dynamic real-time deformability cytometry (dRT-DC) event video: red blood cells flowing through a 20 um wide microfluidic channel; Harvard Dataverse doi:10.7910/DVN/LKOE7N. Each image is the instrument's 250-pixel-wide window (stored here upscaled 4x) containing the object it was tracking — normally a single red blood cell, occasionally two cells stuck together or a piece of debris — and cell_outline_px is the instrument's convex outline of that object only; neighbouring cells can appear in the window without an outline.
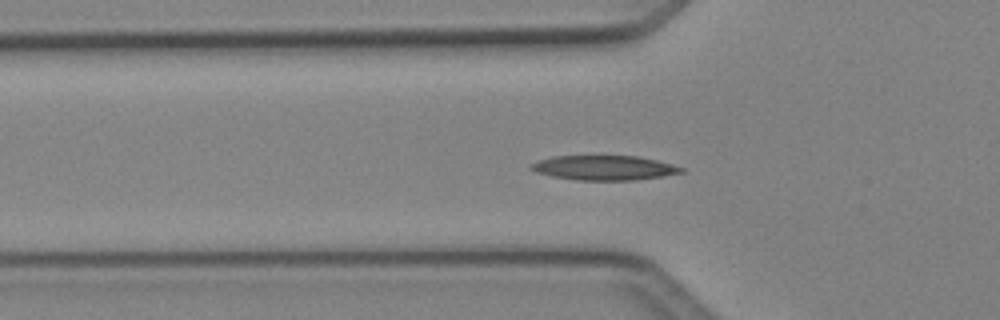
{"species": "Egyptian fruit bat (a non-hibernating species)", "species_latin": "Rousettus aegyptiacus", "temperature_condition": "cold", "stored_images_in_passage": 50, "camera_frame_rate_fps": 3000, "um_per_image_px": 0.085, "animal": {"sex": "female"}, "frame": {"image": 1, "passage_image": 16, "time_ms": 5.0, "image_size_px": [1000, 320], "cell_outline_px": [[684, 172], [664, 176], [636, 180], [576, 180], [552, 176], [536, 172], [528, 168], [532, 164], [540, 160], [552, 156], [636, 156], [656, 160], [672, 164], [684, 168]], "centroid_in_image_um": [51.37, 14.27], "position_along_channel_um": 74.4, "area_um2": 21.5}}
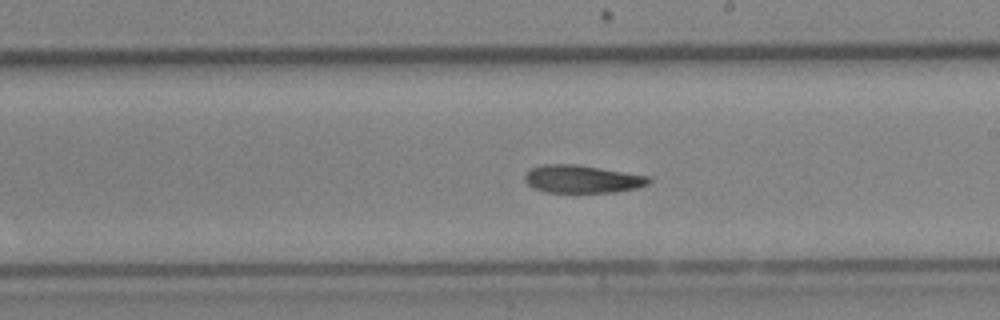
{"frame": {"image": 2, "passage_image": 28, "time_ms": 9.0, "image_size_px": [1000, 320], "cell_outline_px": [[652, 180], [648, 184], [636, 188], [616, 192], [544, 192], [532, 188], [524, 180], [524, 176], [532, 168], [544, 164], [576, 164], [648, 176]], "centroid_in_image_um": [49.46, 15.22], "position_along_channel_um": 239.5, "area_um2": 20.0}}
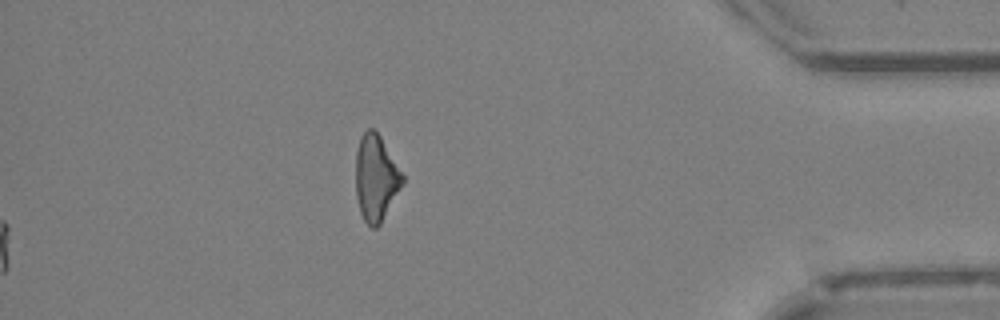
{"frame": {"image": 3, "passage_image": 50, "time_ms": 16.333, "image_size_px": [1000, 320], "cell_outline_px": [[404, 184], [380, 224], [376, 228], [372, 228], [364, 220], [360, 212], [356, 196], [356, 152], [360, 136], [368, 128], [372, 128], [380, 136], [404, 176]], "centroid_in_image_um": [31.95, 15.14], "position_along_channel_um": 403.2, "area_um2": 23.41}, "authors_computed_cell_mechanics": {"area_um2": 20.519, "velocity_mm_per_s": 4.1419, "shape_relaxation_time_tau1_ms": 6.0342, "shape_relaxation_time_tau2_ms": null, "deformation_change_tau1": 0.1647, "deformation_change_tau2": null}}